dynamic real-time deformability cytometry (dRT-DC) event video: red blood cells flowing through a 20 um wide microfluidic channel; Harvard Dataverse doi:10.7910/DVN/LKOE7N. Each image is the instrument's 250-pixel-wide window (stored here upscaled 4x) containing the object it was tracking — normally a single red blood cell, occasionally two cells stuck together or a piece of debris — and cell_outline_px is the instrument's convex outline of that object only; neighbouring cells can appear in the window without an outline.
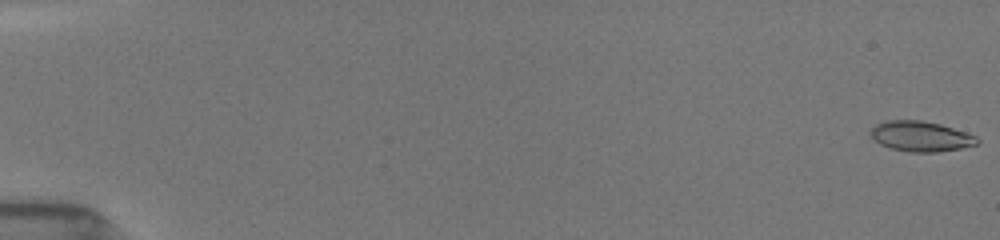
{"species": "common noctule bat (a hibernating species)", "species_latin": "Nyctalus noctula", "temperature_condition": "room temperature", "stored_images_in_passage": 54, "camera_frame_rate_fps": 3000, "um_per_image_px": 0.085, "animal": {"sex": "female", "body_mass_g": 19.5, "forearm_length_mm": 54.1}, "frame": {"image": 1, "passage_image": 1, "time_ms": 0.0, "image_size_px": [1000, 240], "cell_outline_px": [[980, 140], [976, 144], [960, 148], [936, 152], [912, 152], [892, 148], [880, 144], [872, 140], [868, 132], [876, 124], [888, 120], [920, 120], [940, 124], [976, 136]], "centroid_in_image_um": [78.21, 11.58], "position_along_channel_um": 6.8, "area_um2": 18.67}}
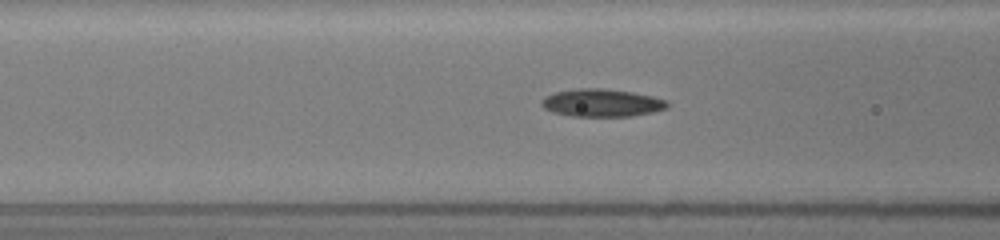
{"frame": {"image": 2, "passage_image": 23, "time_ms": 7.333, "image_size_px": [1000, 240], "cell_outline_px": [[668, 108], [652, 112], [632, 116], [572, 116], [552, 112], [544, 108], [540, 104], [540, 100], [544, 96], [556, 92], [576, 88], [604, 88], [632, 92], [652, 96], [668, 100]], "centroid_in_image_um": [51.14, 8.73], "position_along_channel_um": 115.5, "area_um2": 20.46}}
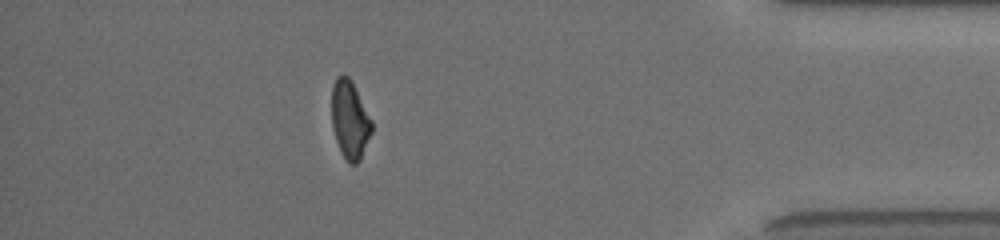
{"frame": {"image": 3, "passage_image": 48, "time_ms": 15.667, "image_size_px": [1000, 240], "cell_outline_px": [[372, 132], [360, 160], [356, 164], [348, 164], [340, 152], [332, 128], [332, 84], [336, 76], [348, 76], [372, 120]], "centroid_in_image_um": [29.72, 10.23], "position_along_channel_um": 405.5, "area_um2": 18.15}, "authors_computed_cell_mechanics": {"area_um2": 19.074, "velocity_mm_per_s": 3.929, "shape_relaxation_time_tau1_ms": 10.0517, "shape_relaxation_time_tau2_ms": 4.2495, "deformation_change_tau1": 0.2149, "deformation_change_tau2": 0.1092}}